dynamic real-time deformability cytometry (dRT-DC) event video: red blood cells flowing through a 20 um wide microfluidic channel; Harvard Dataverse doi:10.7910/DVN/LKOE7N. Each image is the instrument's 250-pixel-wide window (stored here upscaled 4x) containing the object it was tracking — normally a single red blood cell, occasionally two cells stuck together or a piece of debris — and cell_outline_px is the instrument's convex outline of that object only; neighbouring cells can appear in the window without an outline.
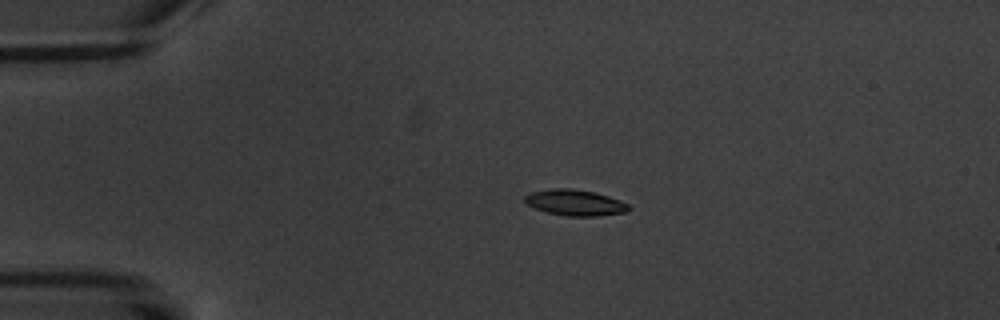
{"species": "common noctule bat (a hibernating species)", "species_latin": "Nyctalus noctula", "temperature_condition": "warm", "stored_images_in_passage": 6, "camera_frame_rate_fps": 3000, "um_per_image_px": 0.085, "animal": {"sex": "male", "body_mass_g": 20.1, "forearm_length_mm": 53.5}, "frame": {"image": 1, "passage_image": 4, "time_ms": 3.667, "image_size_px": [1000, 320], "cell_outline_px": [[632, 208], [628, 212], [596, 216], [568, 216], [548, 212], [536, 208], [528, 204], [524, 200], [524, 196], [532, 192], [552, 188], [572, 188], [596, 192], [620, 200], [628, 204]], "centroid_in_image_um": [48.93, 17.22], "position_along_channel_um": 36.1, "area_um2": 15.72}}